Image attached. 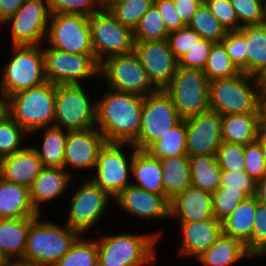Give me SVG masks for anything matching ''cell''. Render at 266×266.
<instances>
[{
	"label": "cell",
	"mask_w": 266,
	"mask_h": 266,
	"mask_svg": "<svg viewBox=\"0 0 266 266\" xmlns=\"http://www.w3.org/2000/svg\"><path fill=\"white\" fill-rule=\"evenodd\" d=\"M99 85L100 82L97 86L100 90L97 89L96 128L107 143H133L140 131L144 97Z\"/></svg>",
	"instance_id": "obj_1"
},
{
	"label": "cell",
	"mask_w": 266,
	"mask_h": 266,
	"mask_svg": "<svg viewBox=\"0 0 266 266\" xmlns=\"http://www.w3.org/2000/svg\"><path fill=\"white\" fill-rule=\"evenodd\" d=\"M117 230L111 233L108 231L107 234L100 230L94 235L98 248V266H157V247L165 236L162 235L164 230L160 231L158 227L157 231L142 233H137L133 228L131 232L124 230L123 233L119 232V227Z\"/></svg>",
	"instance_id": "obj_2"
},
{
	"label": "cell",
	"mask_w": 266,
	"mask_h": 266,
	"mask_svg": "<svg viewBox=\"0 0 266 266\" xmlns=\"http://www.w3.org/2000/svg\"><path fill=\"white\" fill-rule=\"evenodd\" d=\"M77 179L74 178L73 182L75 186L71 184L70 191H72L68 192L70 194L66 198L68 204L64 203V207L66 206L67 208H65L66 215H64L66 218L65 220L63 218V221L82 235H87V233L90 235V231H92L91 235H93V232L95 234L101 228L104 231L103 226L100 224L108 222L105 221L108 219L106 216L113 214L111 212L115 209L114 198L108 192L94 184L88 177H84V179L82 177V180ZM77 181L80 182L77 183Z\"/></svg>",
	"instance_id": "obj_3"
},
{
	"label": "cell",
	"mask_w": 266,
	"mask_h": 266,
	"mask_svg": "<svg viewBox=\"0 0 266 266\" xmlns=\"http://www.w3.org/2000/svg\"><path fill=\"white\" fill-rule=\"evenodd\" d=\"M46 217L45 214H40L31 222L21 262L38 266H54L81 235L64 221L62 222L60 218L64 216L59 218L57 216L56 221L50 214Z\"/></svg>",
	"instance_id": "obj_4"
},
{
	"label": "cell",
	"mask_w": 266,
	"mask_h": 266,
	"mask_svg": "<svg viewBox=\"0 0 266 266\" xmlns=\"http://www.w3.org/2000/svg\"><path fill=\"white\" fill-rule=\"evenodd\" d=\"M91 85H57L54 126L66 131L96 128L97 96L94 95H97V90L95 92L96 88Z\"/></svg>",
	"instance_id": "obj_5"
},
{
	"label": "cell",
	"mask_w": 266,
	"mask_h": 266,
	"mask_svg": "<svg viewBox=\"0 0 266 266\" xmlns=\"http://www.w3.org/2000/svg\"><path fill=\"white\" fill-rule=\"evenodd\" d=\"M209 107L221 116L264 113L254 77L244 72L209 81Z\"/></svg>",
	"instance_id": "obj_6"
},
{
	"label": "cell",
	"mask_w": 266,
	"mask_h": 266,
	"mask_svg": "<svg viewBox=\"0 0 266 266\" xmlns=\"http://www.w3.org/2000/svg\"><path fill=\"white\" fill-rule=\"evenodd\" d=\"M56 87L46 81L11 95V118L29 135L54 126Z\"/></svg>",
	"instance_id": "obj_7"
},
{
	"label": "cell",
	"mask_w": 266,
	"mask_h": 266,
	"mask_svg": "<svg viewBox=\"0 0 266 266\" xmlns=\"http://www.w3.org/2000/svg\"><path fill=\"white\" fill-rule=\"evenodd\" d=\"M10 57L0 65V88L8 95L46 82L43 45L9 46Z\"/></svg>",
	"instance_id": "obj_8"
},
{
	"label": "cell",
	"mask_w": 266,
	"mask_h": 266,
	"mask_svg": "<svg viewBox=\"0 0 266 266\" xmlns=\"http://www.w3.org/2000/svg\"><path fill=\"white\" fill-rule=\"evenodd\" d=\"M136 150L132 143H106L88 178L115 198L132 184V159Z\"/></svg>",
	"instance_id": "obj_9"
},
{
	"label": "cell",
	"mask_w": 266,
	"mask_h": 266,
	"mask_svg": "<svg viewBox=\"0 0 266 266\" xmlns=\"http://www.w3.org/2000/svg\"><path fill=\"white\" fill-rule=\"evenodd\" d=\"M43 55L44 74L46 81L50 83L56 85L92 83L95 87L100 82L98 80L100 64L95 59L94 54L64 52L50 48L44 43ZM93 82L97 83L94 84Z\"/></svg>",
	"instance_id": "obj_10"
},
{
	"label": "cell",
	"mask_w": 266,
	"mask_h": 266,
	"mask_svg": "<svg viewBox=\"0 0 266 266\" xmlns=\"http://www.w3.org/2000/svg\"><path fill=\"white\" fill-rule=\"evenodd\" d=\"M99 81L101 86L109 89L143 97L158 90L149 80L134 51L114 55L102 61L99 68Z\"/></svg>",
	"instance_id": "obj_11"
},
{
	"label": "cell",
	"mask_w": 266,
	"mask_h": 266,
	"mask_svg": "<svg viewBox=\"0 0 266 266\" xmlns=\"http://www.w3.org/2000/svg\"><path fill=\"white\" fill-rule=\"evenodd\" d=\"M48 0H26L0 31L9 36L10 46L43 45L46 42L51 18ZM8 28V29H6ZM3 31V32H2Z\"/></svg>",
	"instance_id": "obj_12"
},
{
	"label": "cell",
	"mask_w": 266,
	"mask_h": 266,
	"mask_svg": "<svg viewBox=\"0 0 266 266\" xmlns=\"http://www.w3.org/2000/svg\"><path fill=\"white\" fill-rule=\"evenodd\" d=\"M181 120L174 103L164 90L158 89L148 94L144 97L140 131L133 146L147 151Z\"/></svg>",
	"instance_id": "obj_13"
},
{
	"label": "cell",
	"mask_w": 266,
	"mask_h": 266,
	"mask_svg": "<svg viewBox=\"0 0 266 266\" xmlns=\"http://www.w3.org/2000/svg\"><path fill=\"white\" fill-rule=\"evenodd\" d=\"M164 91L170 96L182 119L210 109L209 80L203 70L178 66Z\"/></svg>",
	"instance_id": "obj_14"
},
{
	"label": "cell",
	"mask_w": 266,
	"mask_h": 266,
	"mask_svg": "<svg viewBox=\"0 0 266 266\" xmlns=\"http://www.w3.org/2000/svg\"><path fill=\"white\" fill-rule=\"evenodd\" d=\"M91 45L100 64L114 55L134 51V32L122 25L109 10L102 9L89 17Z\"/></svg>",
	"instance_id": "obj_15"
},
{
	"label": "cell",
	"mask_w": 266,
	"mask_h": 266,
	"mask_svg": "<svg viewBox=\"0 0 266 266\" xmlns=\"http://www.w3.org/2000/svg\"><path fill=\"white\" fill-rule=\"evenodd\" d=\"M50 48L74 54H94L89 18L83 15H51L45 42Z\"/></svg>",
	"instance_id": "obj_16"
},
{
	"label": "cell",
	"mask_w": 266,
	"mask_h": 266,
	"mask_svg": "<svg viewBox=\"0 0 266 266\" xmlns=\"http://www.w3.org/2000/svg\"><path fill=\"white\" fill-rule=\"evenodd\" d=\"M114 206L117 207L116 212L119 210L120 214L127 215L126 217L140 223L143 221L146 224H153L155 221L169 223V201L162 195L148 192L133 184L128 185L114 198ZM163 220V221H162ZM141 221V222H140ZM150 221V222H149ZM166 221V222H165Z\"/></svg>",
	"instance_id": "obj_17"
},
{
	"label": "cell",
	"mask_w": 266,
	"mask_h": 266,
	"mask_svg": "<svg viewBox=\"0 0 266 266\" xmlns=\"http://www.w3.org/2000/svg\"><path fill=\"white\" fill-rule=\"evenodd\" d=\"M106 143L105 136L97 128L68 131L63 168L74 178L81 179L77 174L83 176L86 172L87 176L85 174L83 177H88L96 166L99 151Z\"/></svg>",
	"instance_id": "obj_18"
},
{
	"label": "cell",
	"mask_w": 266,
	"mask_h": 266,
	"mask_svg": "<svg viewBox=\"0 0 266 266\" xmlns=\"http://www.w3.org/2000/svg\"><path fill=\"white\" fill-rule=\"evenodd\" d=\"M185 120L187 156H216L222 143V116L208 109Z\"/></svg>",
	"instance_id": "obj_19"
},
{
	"label": "cell",
	"mask_w": 266,
	"mask_h": 266,
	"mask_svg": "<svg viewBox=\"0 0 266 266\" xmlns=\"http://www.w3.org/2000/svg\"><path fill=\"white\" fill-rule=\"evenodd\" d=\"M134 53L151 83L157 89L164 90L171 83L178 67V60L170 50L168 41H135Z\"/></svg>",
	"instance_id": "obj_20"
},
{
	"label": "cell",
	"mask_w": 266,
	"mask_h": 266,
	"mask_svg": "<svg viewBox=\"0 0 266 266\" xmlns=\"http://www.w3.org/2000/svg\"><path fill=\"white\" fill-rule=\"evenodd\" d=\"M177 223V224H175ZM180 237L176 246L177 256L180 260L186 258L194 261L208 250L223 234L222 224L215 217L202 222H175ZM180 231V232H179ZM181 241V242H180Z\"/></svg>",
	"instance_id": "obj_21"
},
{
	"label": "cell",
	"mask_w": 266,
	"mask_h": 266,
	"mask_svg": "<svg viewBox=\"0 0 266 266\" xmlns=\"http://www.w3.org/2000/svg\"><path fill=\"white\" fill-rule=\"evenodd\" d=\"M73 180L74 177L64 168L43 167L29 188L31 202L35 210L39 214H50L46 210H49V206H51L50 209L53 208L52 205L58 206L56 201L59 199L64 206L63 202L66 201H62V199L65 200Z\"/></svg>",
	"instance_id": "obj_22"
},
{
	"label": "cell",
	"mask_w": 266,
	"mask_h": 266,
	"mask_svg": "<svg viewBox=\"0 0 266 266\" xmlns=\"http://www.w3.org/2000/svg\"><path fill=\"white\" fill-rule=\"evenodd\" d=\"M212 217V194L192 185L169 202L171 222H202Z\"/></svg>",
	"instance_id": "obj_23"
},
{
	"label": "cell",
	"mask_w": 266,
	"mask_h": 266,
	"mask_svg": "<svg viewBox=\"0 0 266 266\" xmlns=\"http://www.w3.org/2000/svg\"><path fill=\"white\" fill-rule=\"evenodd\" d=\"M42 168L36 150L28 143L22 150L0 160V177L30 188Z\"/></svg>",
	"instance_id": "obj_24"
},
{
	"label": "cell",
	"mask_w": 266,
	"mask_h": 266,
	"mask_svg": "<svg viewBox=\"0 0 266 266\" xmlns=\"http://www.w3.org/2000/svg\"><path fill=\"white\" fill-rule=\"evenodd\" d=\"M221 127L222 142L247 145L258 139L265 128L264 113L223 115Z\"/></svg>",
	"instance_id": "obj_25"
},
{
	"label": "cell",
	"mask_w": 266,
	"mask_h": 266,
	"mask_svg": "<svg viewBox=\"0 0 266 266\" xmlns=\"http://www.w3.org/2000/svg\"><path fill=\"white\" fill-rule=\"evenodd\" d=\"M35 218H0V252L8 262L22 261L30 225Z\"/></svg>",
	"instance_id": "obj_26"
},
{
	"label": "cell",
	"mask_w": 266,
	"mask_h": 266,
	"mask_svg": "<svg viewBox=\"0 0 266 266\" xmlns=\"http://www.w3.org/2000/svg\"><path fill=\"white\" fill-rule=\"evenodd\" d=\"M250 259L257 262L240 240L222 234L195 261L199 266H237L242 261L245 264V261H249Z\"/></svg>",
	"instance_id": "obj_27"
},
{
	"label": "cell",
	"mask_w": 266,
	"mask_h": 266,
	"mask_svg": "<svg viewBox=\"0 0 266 266\" xmlns=\"http://www.w3.org/2000/svg\"><path fill=\"white\" fill-rule=\"evenodd\" d=\"M67 133L66 130L51 126L38 129L29 135V138L40 135L39 142H37L38 138L33 143L31 139L29 142L36 150L43 167L63 168Z\"/></svg>",
	"instance_id": "obj_28"
},
{
	"label": "cell",
	"mask_w": 266,
	"mask_h": 266,
	"mask_svg": "<svg viewBox=\"0 0 266 266\" xmlns=\"http://www.w3.org/2000/svg\"><path fill=\"white\" fill-rule=\"evenodd\" d=\"M29 188L0 177V218L37 217Z\"/></svg>",
	"instance_id": "obj_29"
},
{
	"label": "cell",
	"mask_w": 266,
	"mask_h": 266,
	"mask_svg": "<svg viewBox=\"0 0 266 266\" xmlns=\"http://www.w3.org/2000/svg\"><path fill=\"white\" fill-rule=\"evenodd\" d=\"M257 203L258 200L255 195L247 197L221 222L223 234L240 240L250 254L251 235Z\"/></svg>",
	"instance_id": "obj_30"
},
{
	"label": "cell",
	"mask_w": 266,
	"mask_h": 266,
	"mask_svg": "<svg viewBox=\"0 0 266 266\" xmlns=\"http://www.w3.org/2000/svg\"><path fill=\"white\" fill-rule=\"evenodd\" d=\"M163 171L158 158L148 151L136 150L132 159V184L164 196Z\"/></svg>",
	"instance_id": "obj_31"
},
{
	"label": "cell",
	"mask_w": 266,
	"mask_h": 266,
	"mask_svg": "<svg viewBox=\"0 0 266 266\" xmlns=\"http://www.w3.org/2000/svg\"><path fill=\"white\" fill-rule=\"evenodd\" d=\"M163 171L164 197L170 202L177 194L191 186L188 156L159 159Z\"/></svg>",
	"instance_id": "obj_32"
},
{
	"label": "cell",
	"mask_w": 266,
	"mask_h": 266,
	"mask_svg": "<svg viewBox=\"0 0 266 266\" xmlns=\"http://www.w3.org/2000/svg\"><path fill=\"white\" fill-rule=\"evenodd\" d=\"M188 159L191 185L211 194L217 191L221 186L222 170L218 166L216 156H190Z\"/></svg>",
	"instance_id": "obj_33"
},
{
	"label": "cell",
	"mask_w": 266,
	"mask_h": 266,
	"mask_svg": "<svg viewBox=\"0 0 266 266\" xmlns=\"http://www.w3.org/2000/svg\"><path fill=\"white\" fill-rule=\"evenodd\" d=\"M240 30L246 38L247 74L254 77L266 68V23L244 26Z\"/></svg>",
	"instance_id": "obj_34"
},
{
	"label": "cell",
	"mask_w": 266,
	"mask_h": 266,
	"mask_svg": "<svg viewBox=\"0 0 266 266\" xmlns=\"http://www.w3.org/2000/svg\"><path fill=\"white\" fill-rule=\"evenodd\" d=\"M54 266H98V248L94 234H81Z\"/></svg>",
	"instance_id": "obj_35"
},
{
	"label": "cell",
	"mask_w": 266,
	"mask_h": 266,
	"mask_svg": "<svg viewBox=\"0 0 266 266\" xmlns=\"http://www.w3.org/2000/svg\"><path fill=\"white\" fill-rule=\"evenodd\" d=\"M147 151L158 159L187 156L186 120L182 119L175 127L157 140Z\"/></svg>",
	"instance_id": "obj_36"
},
{
	"label": "cell",
	"mask_w": 266,
	"mask_h": 266,
	"mask_svg": "<svg viewBox=\"0 0 266 266\" xmlns=\"http://www.w3.org/2000/svg\"><path fill=\"white\" fill-rule=\"evenodd\" d=\"M187 27L197 32L201 38L214 43H220L227 33V30L210 12L209 7L204 1L198 7Z\"/></svg>",
	"instance_id": "obj_37"
},
{
	"label": "cell",
	"mask_w": 266,
	"mask_h": 266,
	"mask_svg": "<svg viewBox=\"0 0 266 266\" xmlns=\"http://www.w3.org/2000/svg\"><path fill=\"white\" fill-rule=\"evenodd\" d=\"M209 81L220 78H230L237 75L240 71L231 62L224 45L220 43H214L207 62L203 69Z\"/></svg>",
	"instance_id": "obj_38"
},
{
	"label": "cell",
	"mask_w": 266,
	"mask_h": 266,
	"mask_svg": "<svg viewBox=\"0 0 266 266\" xmlns=\"http://www.w3.org/2000/svg\"><path fill=\"white\" fill-rule=\"evenodd\" d=\"M134 32V41H162L167 40V31L161 14L152 5L142 16Z\"/></svg>",
	"instance_id": "obj_39"
},
{
	"label": "cell",
	"mask_w": 266,
	"mask_h": 266,
	"mask_svg": "<svg viewBox=\"0 0 266 266\" xmlns=\"http://www.w3.org/2000/svg\"><path fill=\"white\" fill-rule=\"evenodd\" d=\"M154 0H122L108 10L122 25L134 31Z\"/></svg>",
	"instance_id": "obj_40"
},
{
	"label": "cell",
	"mask_w": 266,
	"mask_h": 266,
	"mask_svg": "<svg viewBox=\"0 0 266 266\" xmlns=\"http://www.w3.org/2000/svg\"><path fill=\"white\" fill-rule=\"evenodd\" d=\"M29 139V134L11 117L0 122V160L22 150Z\"/></svg>",
	"instance_id": "obj_41"
},
{
	"label": "cell",
	"mask_w": 266,
	"mask_h": 266,
	"mask_svg": "<svg viewBox=\"0 0 266 266\" xmlns=\"http://www.w3.org/2000/svg\"><path fill=\"white\" fill-rule=\"evenodd\" d=\"M239 23L244 26L266 23V0H230Z\"/></svg>",
	"instance_id": "obj_42"
},
{
	"label": "cell",
	"mask_w": 266,
	"mask_h": 266,
	"mask_svg": "<svg viewBox=\"0 0 266 266\" xmlns=\"http://www.w3.org/2000/svg\"><path fill=\"white\" fill-rule=\"evenodd\" d=\"M52 15L54 14H73L90 17L100 12L102 0H48Z\"/></svg>",
	"instance_id": "obj_43"
},
{
	"label": "cell",
	"mask_w": 266,
	"mask_h": 266,
	"mask_svg": "<svg viewBox=\"0 0 266 266\" xmlns=\"http://www.w3.org/2000/svg\"><path fill=\"white\" fill-rule=\"evenodd\" d=\"M245 145L222 142L216 154L218 166L222 171H245Z\"/></svg>",
	"instance_id": "obj_44"
},
{
	"label": "cell",
	"mask_w": 266,
	"mask_h": 266,
	"mask_svg": "<svg viewBox=\"0 0 266 266\" xmlns=\"http://www.w3.org/2000/svg\"><path fill=\"white\" fill-rule=\"evenodd\" d=\"M248 196L241 190L218 189L212 194L214 217L222 222Z\"/></svg>",
	"instance_id": "obj_45"
},
{
	"label": "cell",
	"mask_w": 266,
	"mask_h": 266,
	"mask_svg": "<svg viewBox=\"0 0 266 266\" xmlns=\"http://www.w3.org/2000/svg\"><path fill=\"white\" fill-rule=\"evenodd\" d=\"M221 43L224 45L231 62L240 72L247 74V49L245 34L240 29L237 31H227Z\"/></svg>",
	"instance_id": "obj_46"
},
{
	"label": "cell",
	"mask_w": 266,
	"mask_h": 266,
	"mask_svg": "<svg viewBox=\"0 0 266 266\" xmlns=\"http://www.w3.org/2000/svg\"><path fill=\"white\" fill-rule=\"evenodd\" d=\"M251 235V255L258 258L266 252V204L258 201Z\"/></svg>",
	"instance_id": "obj_47"
},
{
	"label": "cell",
	"mask_w": 266,
	"mask_h": 266,
	"mask_svg": "<svg viewBox=\"0 0 266 266\" xmlns=\"http://www.w3.org/2000/svg\"><path fill=\"white\" fill-rule=\"evenodd\" d=\"M245 172L256 182L266 175L263 154L260 145V134L254 142L245 145Z\"/></svg>",
	"instance_id": "obj_48"
},
{
	"label": "cell",
	"mask_w": 266,
	"mask_h": 266,
	"mask_svg": "<svg viewBox=\"0 0 266 266\" xmlns=\"http://www.w3.org/2000/svg\"><path fill=\"white\" fill-rule=\"evenodd\" d=\"M200 39L201 36L187 26L169 32L167 37L169 48L177 60H179L181 56L192 48Z\"/></svg>",
	"instance_id": "obj_49"
},
{
	"label": "cell",
	"mask_w": 266,
	"mask_h": 266,
	"mask_svg": "<svg viewBox=\"0 0 266 266\" xmlns=\"http://www.w3.org/2000/svg\"><path fill=\"white\" fill-rule=\"evenodd\" d=\"M214 42L201 38L178 60V66L203 70Z\"/></svg>",
	"instance_id": "obj_50"
},
{
	"label": "cell",
	"mask_w": 266,
	"mask_h": 266,
	"mask_svg": "<svg viewBox=\"0 0 266 266\" xmlns=\"http://www.w3.org/2000/svg\"><path fill=\"white\" fill-rule=\"evenodd\" d=\"M256 186L257 182L245 171H222L221 186L218 189L241 190L250 197L256 194Z\"/></svg>",
	"instance_id": "obj_51"
},
{
	"label": "cell",
	"mask_w": 266,
	"mask_h": 266,
	"mask_svg": "<svg viewBox=\"0 0 266 266\" xmlns=\"http://www.w3.org/2000/svg\"><path fill=\"white\" fill-rule=\"evenodd\" d=\"M204 2L227 31L239 30L238 18L230 0H204Z\"/></svg>",
	"instance_id": "obj_52"
},
{
	"label": "cell",
	"mask_w": 266,
	"mask_h": 266,
	"mask_svg": "<svg viewBox=\"0 0 266 266\" xmlns=\"http://www.w3.org/2000/svg\"><path fill=\"white\" fill-rule=\"evenodd\" d=\"M153 5L161 14L168 32L176 31L186 27L176 12L173 0H154Z\"/></svg>",
	"instance_id": "obj_53"
},
{
	"label": "cell",
	"mask_w": 266,
	"mask_h": 266,
	"mask_svg": "<svg viewBox=\"0 0 266 266\" xmlns=\"http://www.w3.org/2000/svg\"><path fill=\"white\" fill-rule=\"evenodd\" d=\"M204 0H173L177 14L187 26Z\"/></svg>",
	"instance_id": "obj_54"
},
{
	"label": "cell",
	"mask_w": 266,
	"mask_h": 266,
	"mask_svg": "<svg viewBox=\"0 0 266 266\" xmlns=\"http://www.w3.org/2000/svg\"><path fill=\"white\" fill-rule=\"evenodd\" d=\"M26 0H0V26L24 4Z\"/></svg>",
	"instance_id": "obj_55"
},
{
	"label": "cell",
	"mask_w": 266,
	"mask_h": 266,
	"mask_svg": "<svg viewBox=\"0 0 266 266\" xmlns=\"http://www.w3.org/2000/svg\"><path fill=\"white\" fill-rule=\"evenodd\" d=\"M11 117V96L0 88V122Z\"/></svg>",
	"instance_id": "obj_56"
},
{
	"label": "cell",
	"mask_w": 266,
	"mask_h": 266,
	"mask_svg": "<svg viewBox=\"0 0 266 266\" xmlns=\"http://www.w3.org/2000/svg\"><path fill=\"white\" fill-rule=\"evenodd\" d=\"M256 87L262 101L266 99V68L254 76Z\"/></svg>",
	"instance_id": "obj_57"
},
{
	"label": "cell",
	"mask_w": 266,
	"mask_h": 266,
	"mask_svg": "<svg viewBox=\"0 0 266 266\" xmlns=\"http://www.w3.org/2000/svg\"><path fill=\"white\" fill-rule=\"evenodd\" d=\"M255 196L259 202L266 204V175L257 181Z\"/></svg>",
	"instance_id": "obj_58"
},
{
	"label": "cell",
	"mask_w": 266,
	"mask_h": 266,
	"mask_svg": "<svg viewBox=\"0 0 266 266\" xmlns=\"http://www.w3.org/2000/svg\"><path fill=\"white\" fill-rule=\"evenodd\" d=\"M260 145L263 154L264 166L266 169V127L260 132Z\"/></svg>",
	"instance_id": "obj_59"
},
{
	"label": "cell",
	"mask_w": 266,
	"mask_h": 266,
	"mask_svg": "<svg viewBox=\"0 0 266 266\" xmlns=\"http://www.w3.org/2000/svg\"><path fill=\"white\" fill-rule=\"evenodd\" d=\"M122 1V0H102L103 9L108 10L113 4Z\"/></svg>",
	"instance_id": "obj_60"
},
{
	"label": "cell",
	"mask_w": 266,
	"mask_h": 266,
	"mask_svg": "<svg viewBox=\"0 0 266 266\" xmlns=\"http://www.w3.org/2000/svg\"><path fill=\"white\" fill-rule=\"evenodd\" d=\"M8 266H38V265L28 264L25 262L18 261V262H9Z\"/></svg>",
	"instance_id": "obj_61"
},
{
	"label": "cell",
	"mask_w": 266,
	"mask_h": 266,
	"mask_svg": "<svg viewBox=\"0 0 266 266\" xmlns=\"http://www.w3.org/2000/svg\"><path fill=\"white\" fill-rule=\"evenodd\" d=\"M8 264H9L8 260L0 252V266H8Z\"/></svg>",
	"instance_id": "obj_62"
},
{
	"label": "cell",
	"mask_w": 266,
	"mask_h": 266,
	"mask_svg": "<svg viewBox=\"0 0 266 266\" xmlns=\"http://www.w3.org/2000/svg\"><path fill=\"white\" fill-rule=\"evenodd\" d=\"M263 108H264V125L266 127V99L263 101Z\"/></svg>",
	"instance_id": "obj_63"
},
{
	"label": "cell",
	"mask_w": 266,
	"mask_h": 266,
	"mask_svg": "<svg viewBox=\"0 0 266 266\" xmlns=\"http://www.w3.org/2000/svg\"><path fill=\"white\" fill-rule=\"evenodd\" d=\"M265 258H266V252L263 253L258 259H260V261H261V259H263V261H264Z\"/></svg>",
	"instance_id": "obj_64"
}]
</instances>
